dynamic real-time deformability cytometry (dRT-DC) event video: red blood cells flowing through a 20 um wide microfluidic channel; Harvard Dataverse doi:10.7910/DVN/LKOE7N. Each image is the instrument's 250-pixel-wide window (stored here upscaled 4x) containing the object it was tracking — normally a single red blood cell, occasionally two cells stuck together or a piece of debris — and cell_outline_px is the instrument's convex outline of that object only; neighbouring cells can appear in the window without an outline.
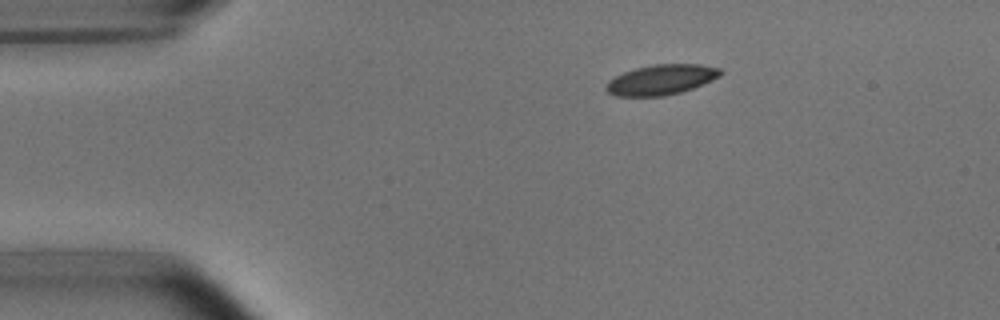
{"species": "common noctule bat (a hibernating species)", "species_latin": "Nyctalus noctula", "temperature_condition": "room temperature", "stored_images_in_passage": 6, "camera_frame_rate_fps": 3000, "um_per_image_px": 0.085, "animal": {"sex": "male", "body_mass_g": 15.6}, "frame": {"image": 1, "passage_image": 1, "time_ms": 0.0, "image_size_px": [1000, 320], "cell_outline_px": [[724, 72], [720, 76], [704, 84], [680, 92], [664, 96], [616, 96], [608, 92], [604, 88], [604, 84], [608, 80], [624, 72], [636, 68], [656, 64], [700, 64], [720, 68]], "centroid_in_image_um": [56.2, 6.77], "position_along_channel_um": 28.8, "area_um2": 20.17}}
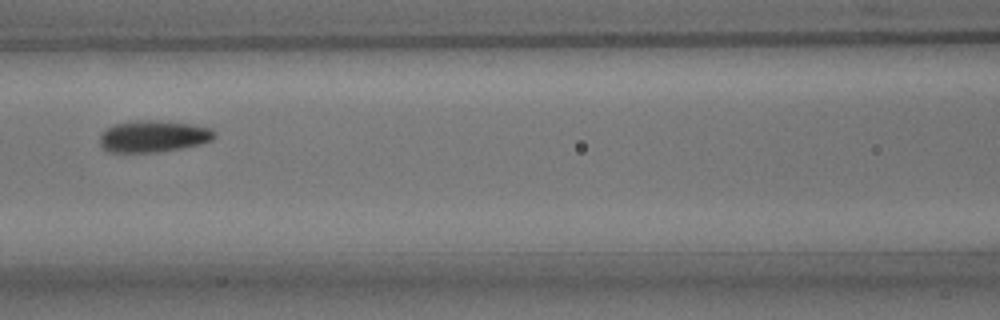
{"frame": {"image": 2, "passage_image": 5, "time_ms": 1.333, "image_size_px": [1000, 320], "cell_outline_px": [[216, 136], [212, 140], [200, 144], [184, 148], [160, 152], [108, 152], [100, 144], [100, 136], [104, 128], [112, 124], [136, 120], [156, 120], [192, 124], [212, 128], [216, 132]], "centroid_in_image_um": [13.04, 11.58], "position_along_channel_um": 153.6, "area_um2": 21.56}}
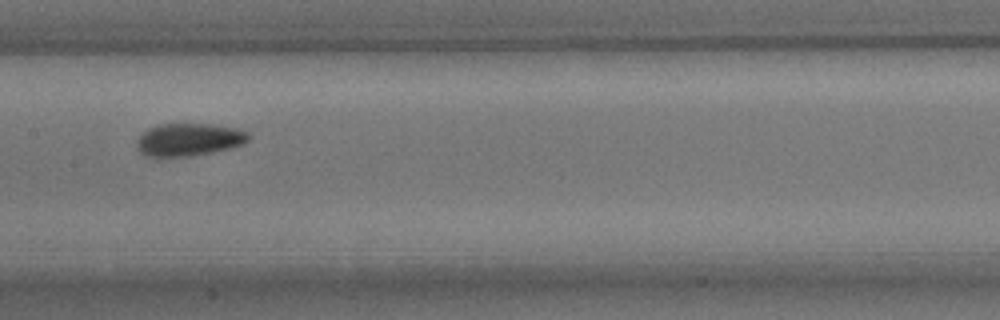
{"frame": {"image": 3, "passage_image": 6, "time_ms": 1.667, "image_size_px": [1000, 320], "cell_outline_px": [[252, 136], [244, 144], [212, 152], [192, 156], [160, 160], [144, 156], [136, 148], [136, 140], [148, 128], [160, 124], [208, 124], [236, 128], [248, 132]], "centroid_in_image_um": [15.99, 11.91], "position_along_channel_um": 191.4, "area_um2": 21.96}}